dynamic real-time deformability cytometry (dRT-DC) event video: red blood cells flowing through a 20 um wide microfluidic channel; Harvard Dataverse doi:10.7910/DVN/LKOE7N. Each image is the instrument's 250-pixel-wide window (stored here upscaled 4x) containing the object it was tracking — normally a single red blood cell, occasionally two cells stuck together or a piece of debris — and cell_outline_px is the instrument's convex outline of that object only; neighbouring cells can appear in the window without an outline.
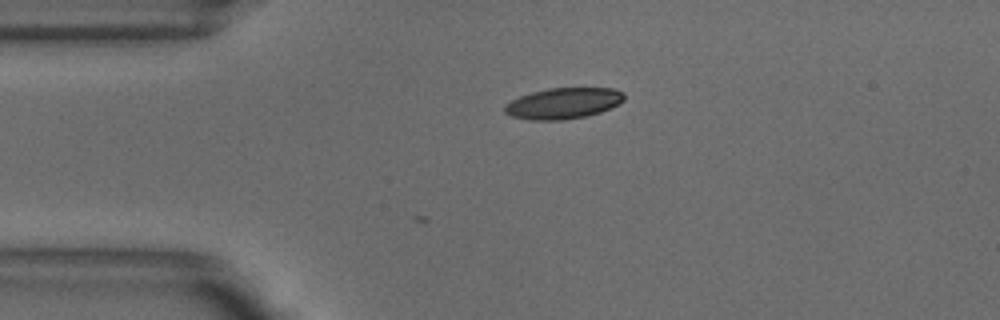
{"species": "common noctule bat (a hibernating species)", "species_latin": "Nyctalus noctula", "temperature_condition": "warm", "stored_images_in_passage": 4, "camera_frame_rate_fps": 3000, "um_per_image_px": 0.085, "animal": {"sex": "male", "body_mass_g": 18.8}, "frame": {"image": 1, "passage_image": 1, "time_ms": 0.0, "image_size_px": [1000, 320], "cell_outline_px": [[624, 100], [620, 104], [600, 112], [584, 116], [564, 120], [528, 120], [512, 116], [504, 112], [504, 104], [520, 96], [532, 92], [548, 88], [612, 88], [624, 92]], "centroid_in_image_um": [47.88, 8.78], "position_along_channel_um": 37.1, "area_um2": 21.62}}